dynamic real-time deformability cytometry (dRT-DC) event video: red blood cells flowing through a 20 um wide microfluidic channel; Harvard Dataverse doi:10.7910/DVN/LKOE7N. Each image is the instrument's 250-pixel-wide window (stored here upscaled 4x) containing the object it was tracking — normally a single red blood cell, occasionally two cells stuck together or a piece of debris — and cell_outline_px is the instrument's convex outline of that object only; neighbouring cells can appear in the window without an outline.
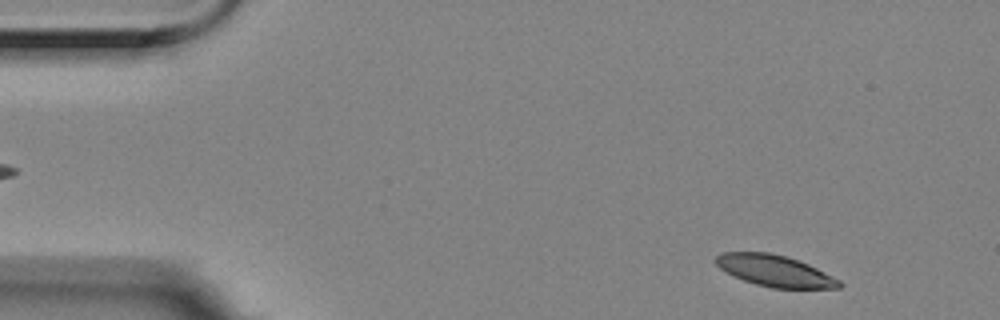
{"species": "Egyptian fruit bat (a non-hibernating species)", "species_latin": "Rousettus aegyptiacus", "temperature_condition": "room temperature", "stored_images_in_passage": 6, "segment_of_instrument_passage": [1, 2], "camera_frame_rate_fps": 3000, "um_per_image_px": 0.085, "animal": {"sex": "female"}, "frame": {"image": 1, "passage_image": 2, "time_ms": 0.333, "image_size_px": [1000, 320], "cell_outline_px": [[844, 284], [840, 288], [772, 288], [756, 284], [744, 280], [720, 268], [712, 260], [720, 252], [772, 252], [788, 256], [800, 260], [840, 280]], "centroid_in_image_um": [65.86, 23.0], "position_along_channel_um": 19.1, "area_um2": 22.66}}
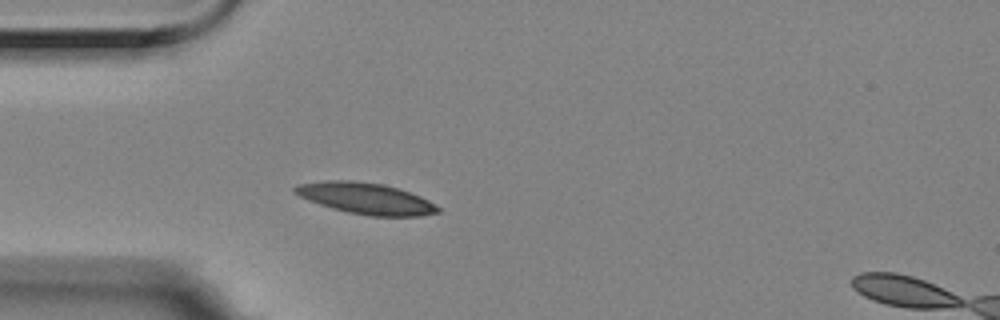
{"frame": {"image": 2, "passage_image": 5, "time_ms": 1.333, "image_size_px": [1000, 320], "cell_outline_px": [[440, 212], [420, 216], [368, 216], [348, 212], [332, 208], [308, 200], [292, 192], [292, 188], [300, 184], [328, 180], [352, 180], [384, 184], [420, 196], [428, 200], [440, 208]], "centroid_in_image_um": [31.09, 16.87], "position_along_channel_um": 53.9, "area_um2": 25.89}}